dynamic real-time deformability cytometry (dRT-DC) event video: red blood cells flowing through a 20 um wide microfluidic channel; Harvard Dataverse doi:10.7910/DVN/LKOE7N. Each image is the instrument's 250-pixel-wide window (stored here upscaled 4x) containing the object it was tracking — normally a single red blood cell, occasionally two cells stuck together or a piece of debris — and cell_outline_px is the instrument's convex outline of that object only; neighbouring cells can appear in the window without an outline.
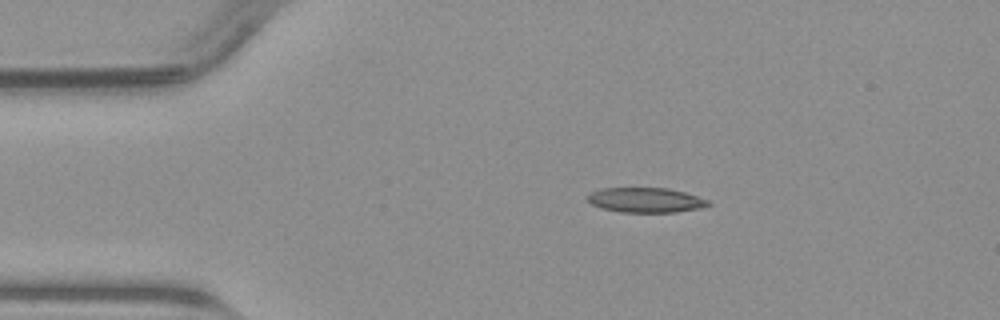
{"species": "common noctule bat (a hibernating species)", "species_latin": "Nyctalus noctula", "temperature_condition": "warm", "stored_images_in_passage": 42, "camera_frame_rate_fps": 3000, "um_per_image_px": 0.085, "animal": {"sex": "male", "body_mass_g": 23.1, "forearm_length_mm": 52.7}, "frame": {"image": 1, "passage_image": 1, "time_ms": 0.0, "image_size_px": [1000, 320], "cell_outline_px": [[712, 204], [700, 208], [676, 212], [620, 212], [604, 208], [592, 204], [584, 196], [600, 188], [668, 188], [684, 192], [708, 200]], "centroid_in_image_um": [54.87, 17.0], "position_along_channel_um": 30.1, "area_um2": 17.4}}
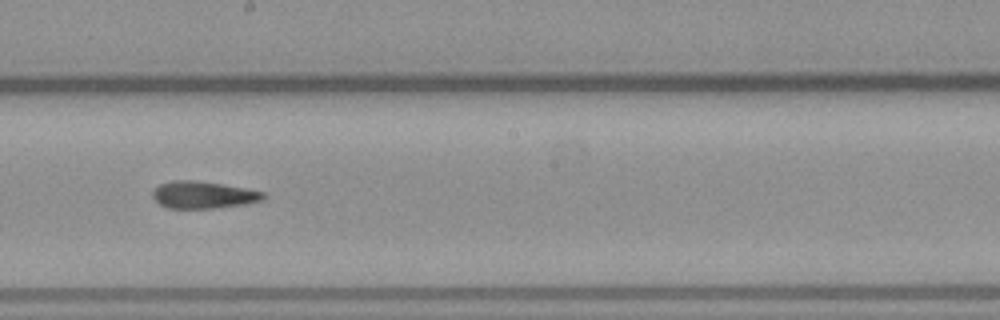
{"frame": {"image": 2, "passage_image": 19, "time_ms": 6.0, "image_size_px": [1000, 320], "cell_outline_px": [[264, 200], [244, 204], [216, 208], [168, 208], [160, 204], [152, 196], [152, 192], [160, 184], [172, 180], [196, 180], [248, 188], [264, 192]], "centroid_in_image_um": [17.29, 16.56], "position_along_channel_um": 230.9, "area_um2": 17.51}}
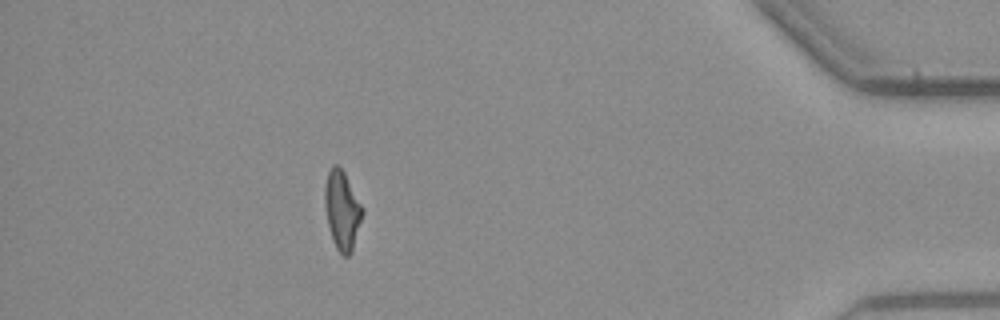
{"frame": {"image": 3, "passage_image": 36, "time_ms": 11.667, "image_size_px": [1000, 320], "cell_outline_px": [[364, 212], [352, 252], [348, 256], [344, 256], [336, 248], [332, 240], [328, 224], [324, 204], [324, 184], [328, 172], [332, 164], [336, 164], [344, 172]], "centroid_in_image_um": [29.06, 17.88], "position_along_channel_um": 406.1, "area_um2": 17.17}}